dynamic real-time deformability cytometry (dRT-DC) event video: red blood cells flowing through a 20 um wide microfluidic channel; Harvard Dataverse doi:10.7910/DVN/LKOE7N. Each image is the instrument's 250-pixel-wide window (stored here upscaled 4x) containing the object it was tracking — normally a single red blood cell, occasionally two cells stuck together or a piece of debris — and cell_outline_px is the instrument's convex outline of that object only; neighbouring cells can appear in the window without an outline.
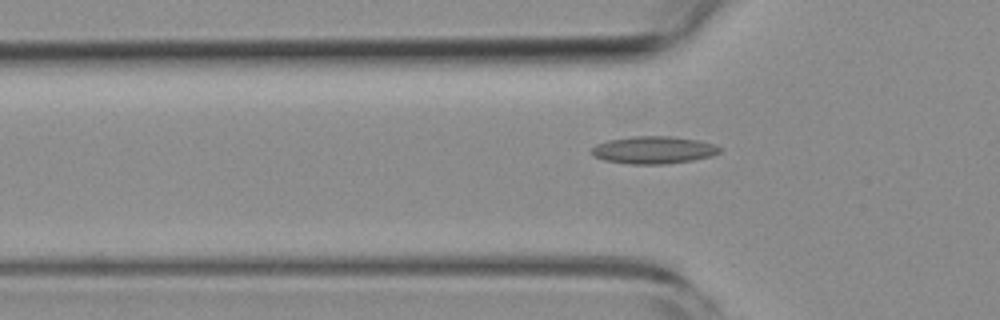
{"species": "common noctule bat (a hibernating species)", "species_latin": "Nyctalus noctula", "temperature_condition": "room temperature", "stored_images_in_passage": 50, "camera_frame_rate_fps": 3000, "um_per_image_px": 0.085, "animal": {"sex": "female", "body_mass_g": 19.3, "forearm_length_mm": 54.1}, "frame": {"image": 1, "passage_image": 17, "time_ms": 5.333, "image_size_px": [1000, 320], "cell_outline_px": [[724, 148], [720, 152], [712, 156], [692, 160], [664, 164], [628, 164], [604, 160], [592, 156], [592, 148], [596, 144], [608, 140], [632, 136], [672, 136], [696, 140], [712, 144]], "centroid_in_image_um": [55.54, 12.75], "position_along_channel_um": 70.3, "area_um2": 20.52}}
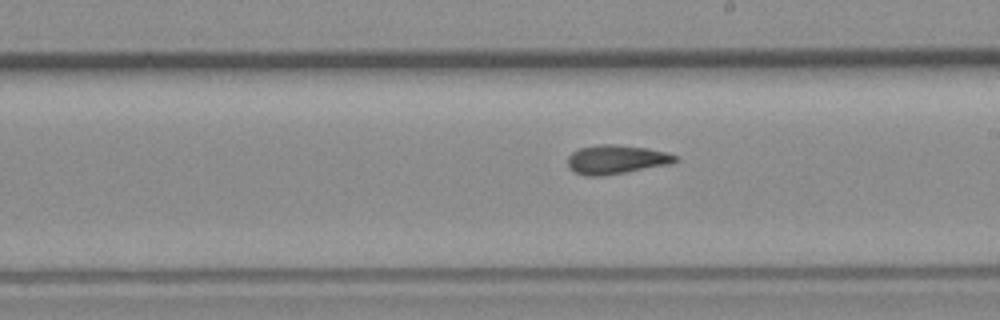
{"frame": {"image": 2, "passage_image": 30, "time_ms": 9.667, "image_size_px": [1000, 320], "cell_outline_px": [[680, 160], [672, 164], [604, 176], [584, 176], [568, 168], [568, 156], [572, 152], [580, 148], [600, 144], [616, 144], [648, 148], [680, 156]], "centroid_in_image_um": [52.42, 13.56], "position_along_channel_um": 236.6, "area_um2": 18.44}}
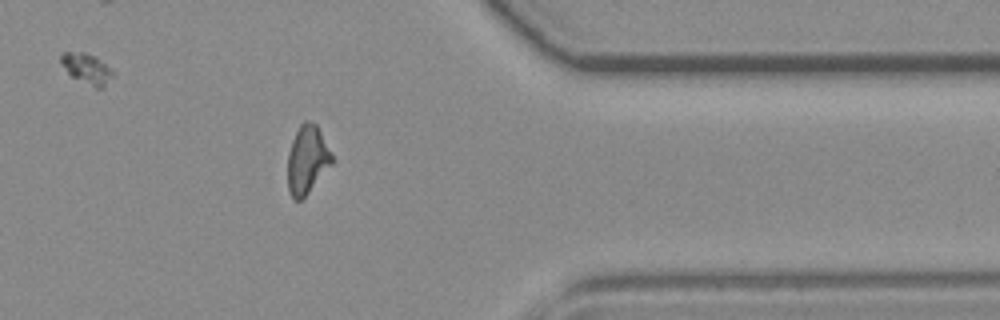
{"frame": {"image": 3, "passage_image": 43, "time_ms": 14.0, "image_size_px": [1000, 320], "cell_outline_px": [[332, 164], [308, 192], [300, 200], [292, 200], [288, 192], [288, 152], [292, 140], [300, 124], [304, 120], [308, 120], [316, 124], [332, 152]], "centroid_in_image_um": [26.1, 13.56], "position_along_channel_um": 385.3, "area_um2": 17.57}, "authors_computed_cell_mechanics": {"area_um2": 18.1781, "velocity_mm_per_s": 3.8217, "shape_relaxation_time_tau1_ms": null, "shape_relaxation_time_tau2_ms": 1.9781, "deformation_change_tau1": null, "deformation_change_tau2": 0.0862}}